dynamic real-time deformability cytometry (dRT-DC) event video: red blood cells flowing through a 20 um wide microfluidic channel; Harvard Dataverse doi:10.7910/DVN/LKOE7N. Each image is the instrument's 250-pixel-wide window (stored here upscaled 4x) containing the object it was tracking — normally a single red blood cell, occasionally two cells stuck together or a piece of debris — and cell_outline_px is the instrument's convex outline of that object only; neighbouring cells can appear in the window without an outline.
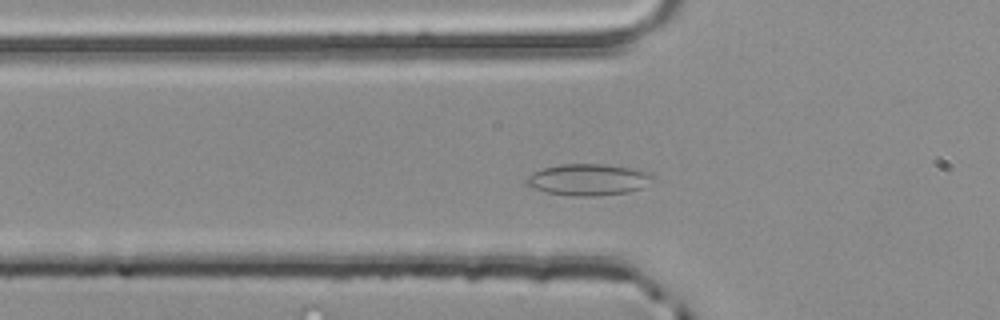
{"species": "common noctule bat (a hibernating species)", "species_latin": "Nyctalus noctula", "temperature_condition": "room temperature", "stored_images_in_passage": 23, "camera_frame_rate_fps": 3000, "um_per_image_px": 0.085, "animal": {"sex": "male", "body_mass_g": 20.4}, "frame": {"image": 1, "passage_image": 5, "time_ms": 1.333, "image_size_px": [1000, 320], "cell_outline_px": [[652, 180], [640, 188], [628, 192], [596, 196], [572, 196], [544, 192], [532, 188], [524, 184], [524, 180], [532, 172], [544, 168], [560, 164], [604, 164], [632, 168], [652, 172]], "centroid_in_image_um": [49.95, 15.27], "position_along_channel_um": 75.9, "area_um2": 23.35}}
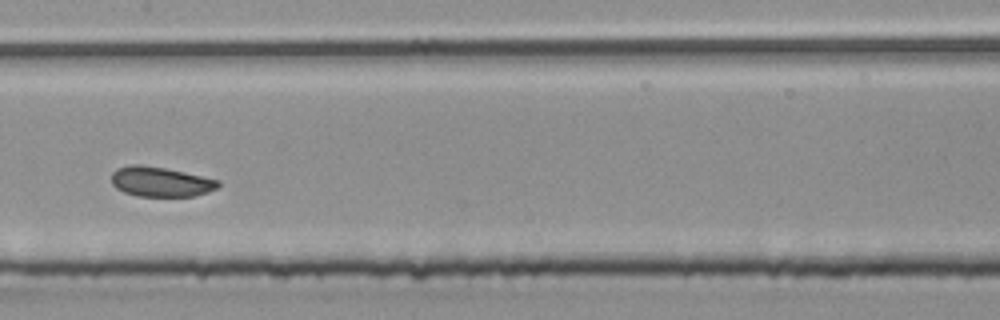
{"frame": {"image": 2, "passage_image": 14, "time_ms": 4.333, "image_size_px": [1000, 320], "cell_outline_px": [[220, 184], [216, 188], [208, 192], [192, 196], [136, 196], [124, 192], [116, 188], [112, 184], [112, 172], [116, 168], [132, 164], [140, 164], [164, 168], [184, 172], [220, 180]], "centroid_in_image_um": [13.63, 15.44], "position_along_channel_um": 193.8, "area_um2": 18.55}}
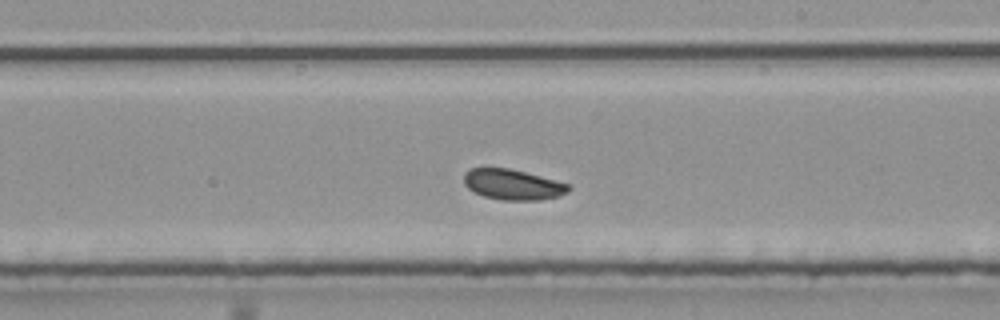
{"frame": {"image": 3, "passage_image": 18, "time_ms": 5.667, "image_size_px": [1000, 320], "cell_outline_px": [[572, 188], [568, 192], [560, 196], [540, 200], [500, 200], [484, 196], [468, 188], [464, 184], [464, 172], [468, 168], [508, 168], [556, 180], [568, 184]], "centroid_in_image_um": [43.59, 15.69], "position_along_channel_um": 245.4, "area_um2": 18.61}}